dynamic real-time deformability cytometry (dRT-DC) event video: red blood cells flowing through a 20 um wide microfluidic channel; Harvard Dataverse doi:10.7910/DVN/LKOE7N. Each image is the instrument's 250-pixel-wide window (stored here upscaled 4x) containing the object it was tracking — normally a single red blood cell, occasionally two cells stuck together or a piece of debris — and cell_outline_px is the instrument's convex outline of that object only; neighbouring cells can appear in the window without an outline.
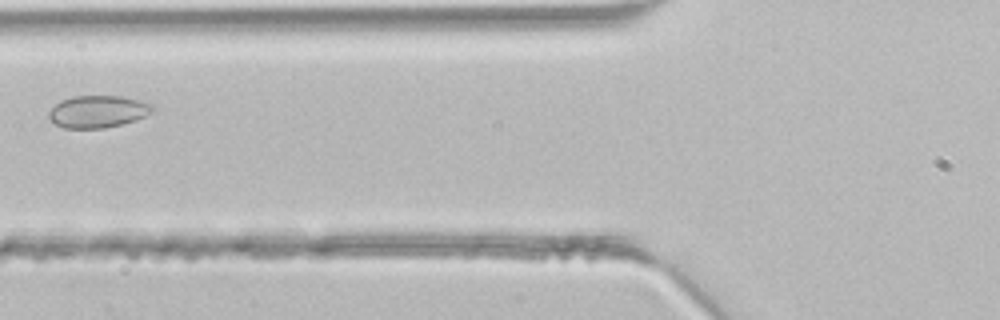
{"species": "common noctule bat (a hibernating species)", "species_latin": "Nyctalus noctula", "temperature_condition": "room temperature", "stored_images_in_passage": 5, "camera_frame_rate_fps": 3000, "um_per_image_px": 0.085, "animal": {"sex": "male", "body_mass_g": 21.5, "forearm_length_mm": 52.0}, "frame": {"image": 1, "passage_image": 5, "time_ms": 1.333, "image_size_px": [1000, 320], "cell_outline_px": [[152, 112], [136, 120], [104, 128], [64, 128], [56, 124], [48, 116], [48, 112], [60, 100], [72, 96], [120, 96], [140, 100], [152, 104]], "centroid_in_image_um": [8.3, 9.47], "position_along_channel_um": 117.5, "area_um2": 19.31}}